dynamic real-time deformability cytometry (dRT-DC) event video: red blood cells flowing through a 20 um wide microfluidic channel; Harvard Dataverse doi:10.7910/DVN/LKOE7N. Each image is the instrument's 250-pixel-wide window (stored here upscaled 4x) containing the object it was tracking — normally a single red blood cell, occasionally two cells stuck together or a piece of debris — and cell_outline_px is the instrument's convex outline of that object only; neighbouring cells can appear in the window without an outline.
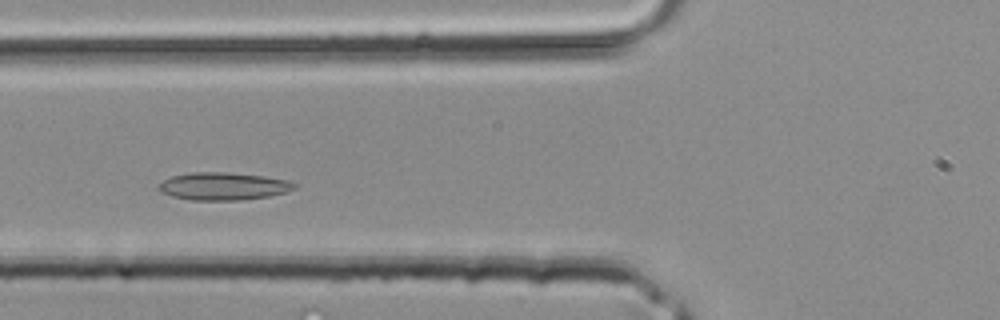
{"species": "common noctule bat (a hibernating species)", "species_latin": "Nyctalus noctula", "temperature_condition": "room temperature", "stored_images_in_passage": 33, "camera_frame_rate_fps": 3000, "um_per_image_px": 0.085, "animal": {"sex": "male", "body_mass_g": 20.4}, "frame": {"image": 1, "passage_image": 9, "time_ms": 2.667, "image_size_px": [1000, 320], "cell_outline_px": [[296, 188], [284, 192], [268, 196], [240, 200], [192, 200], [172, 196], [160, 192], [160, 184], [164, 180], [172, 176], [192, 172], [228, 172], [264, 176], [288, 180], [296, 184]], "centroid_in_image_um": [18.99, 15.82], "position_along_channel_um": 106.8, "area_um2": 21.68}}
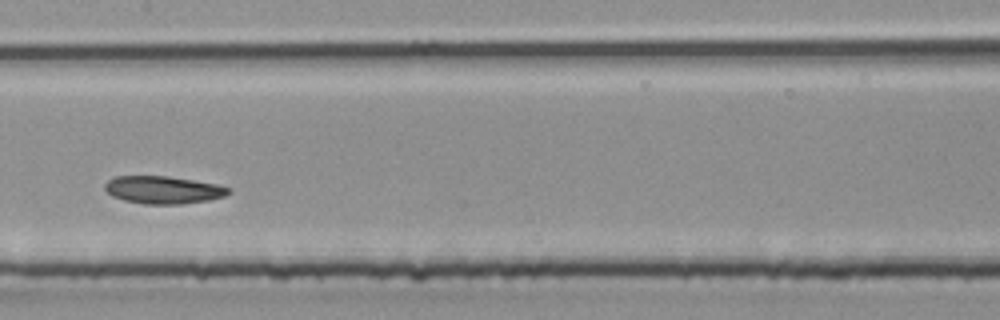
{"frame": {"image": 2, "passage_image": 14, "time_ms": 4.333, "image_size_px": [1000, 320], "cell_outline_px": [[232, 192], [224, 196], [208, 200], [180, 204], [144, 204], [124, 200], [112, 196], [104, 188], [104, 184], [108, 180], [116, 176], [168, 176], [216, 184], [232, 188]], "centroid_in_image_um": [13.88, 16.14], "position_along_channel_um": 193.5, "area_um2": 19.88}}
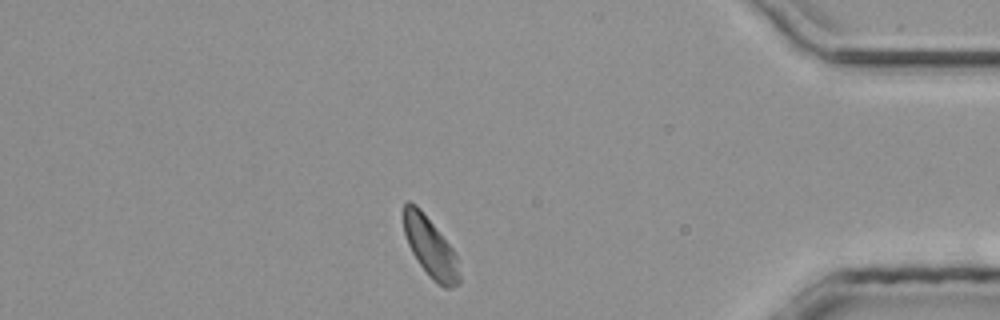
{"frame": {"image": 3, "passage_image": 28, "time_ms": 9.0, "image_size_px": [1000, 320], "cell_outline_px": [[460, 284], [452, 288], [444, 288], [432, 280], [428, 276], [412, 252], [408, 244], [404, 232], [404, 204], [408, 200], [416, 204], [420, 208], [452, 248], [456, 256], [460, 276]], "centroid_in_image_um": [36.58, 21.05], "position_along_channel_um": 398.6, "area_um2": 19.25}}